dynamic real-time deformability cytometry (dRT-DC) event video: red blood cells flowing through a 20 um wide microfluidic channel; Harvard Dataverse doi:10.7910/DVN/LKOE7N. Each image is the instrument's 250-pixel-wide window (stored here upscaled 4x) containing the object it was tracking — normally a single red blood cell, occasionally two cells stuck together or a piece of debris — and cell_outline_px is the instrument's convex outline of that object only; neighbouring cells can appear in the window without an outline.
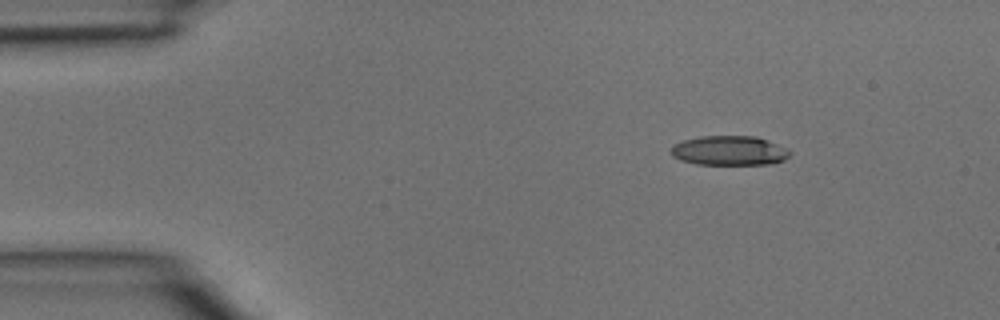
{"species": "common noctule bat (a hibernating species)", "species_latin": "Nyctalus noctula", "temperature_condition": "room temperature", "stored_images_in_passage": 3, "camera_frame_rate_fps": 3000, "um_per_image_px": 0.085, "animal": {"sex": "male", "body_mass_g": 15.6}, "frame": {"image": 1, "passage_image": 1, "time_ms": 0.0, "image_size_px": [1000, 320], "cell_outline_px": [[792, 152], [784, 160], [772, 164], [696, 164], [680, 160], [672, 156], [672, 144], [684, 140], [700, 136], [756, 136], [768, 140]], "centroid_in_image_um": [61.98, 12.8], "position_along_channel_um": 23.0, "area_um2": 20.4}}